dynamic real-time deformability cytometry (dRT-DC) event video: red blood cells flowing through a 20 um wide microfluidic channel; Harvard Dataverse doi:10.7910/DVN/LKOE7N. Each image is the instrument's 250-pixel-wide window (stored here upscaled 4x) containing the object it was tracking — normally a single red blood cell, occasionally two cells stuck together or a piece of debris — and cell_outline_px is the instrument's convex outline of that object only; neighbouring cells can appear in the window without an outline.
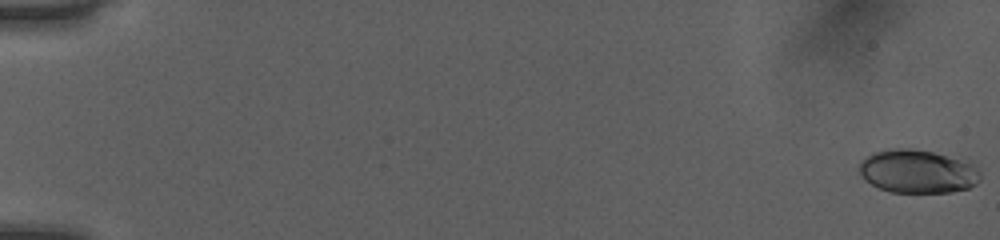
{"species": "human", "species_latin": "Homo sapiens", "temperature_condition": "room temperature", "stored_images_in_passage": 52, "camera_frame_rate_fps": 3000, "um_per_image_px": 0.085, "donor": {"sex": "female"}, "frame": {"image": 1, "passage_image": 1, "time_ms": 0.0, "image_size_px": [1000, 240], "cell_outline_px": [[980, 180], [976, 184], [968, 188], [952, 192], [892, 192], [880, 188], [864, 180], [860, 172], [860, 160], [872, 152], [888, 148], [908, 148], [964, 156], [980, 172]], "centroid_in_image_um": [78.04, 14.53], "position_along_channel_um": 7.0, "area_um2": 31.33}}
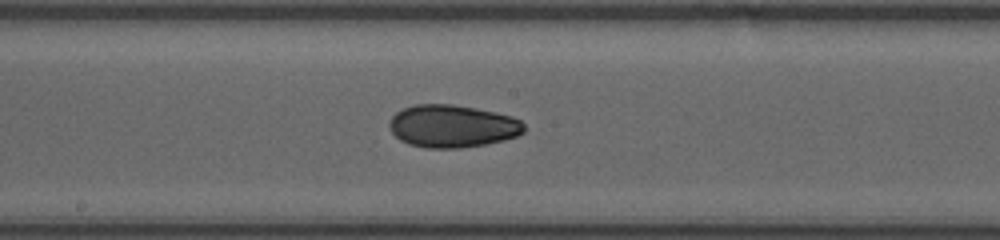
{"frame": {"image": 2, "passage_image": 30, "time_ms": 9.667, "image_size_px": [1000, 240], "cell_outline_px": [[524, 132], [516, 136], [504, 140], [484, 144], [460, 148], [428, 148], [408, 144], [400, 140], [392, 132], [388, 124], [392, 116], [396, 112], [404, 108], [416, 104], [452, 104], [476, 108], [496, 112], [512, 116], [520, 120], [524, 124]], "centroid_in_image_um": [38.45, 10.72], "position_along_channel_um": 209.8, "area_um2": 33.47}}
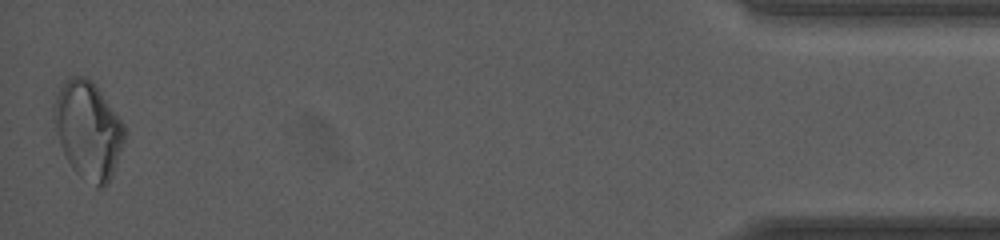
{"frame": {"image": 3, "passage_image": 52, "time_ms": 17.0, "image_size_px": [1000, 240], "cell_outline_px": [[124, 140], [116, 164], [104, 188], [96, 188], [76, 172], [72, 168], [60, 144], [52, 116], [52, 104], [60, 84], [68, 76], [84, 76], [92, 80], [96, 84], [124, 124]], "centroid_in_image_um": [7.45, 10.99], "position_along_channel_um": 427.7, "area_um2": 40.11}, "authors_computed_cell_mechanics": {"area_um2": 32.4258, "velocity_mm_per_s": 4.0677, "shape_relaxation_time_tau1_ms": 6.6669, "shape_relaxation_time_tau2_ms": 2.5047, "deformation_change_tau1": 0.1415, "deformation_change_tau2": 0.0632}}